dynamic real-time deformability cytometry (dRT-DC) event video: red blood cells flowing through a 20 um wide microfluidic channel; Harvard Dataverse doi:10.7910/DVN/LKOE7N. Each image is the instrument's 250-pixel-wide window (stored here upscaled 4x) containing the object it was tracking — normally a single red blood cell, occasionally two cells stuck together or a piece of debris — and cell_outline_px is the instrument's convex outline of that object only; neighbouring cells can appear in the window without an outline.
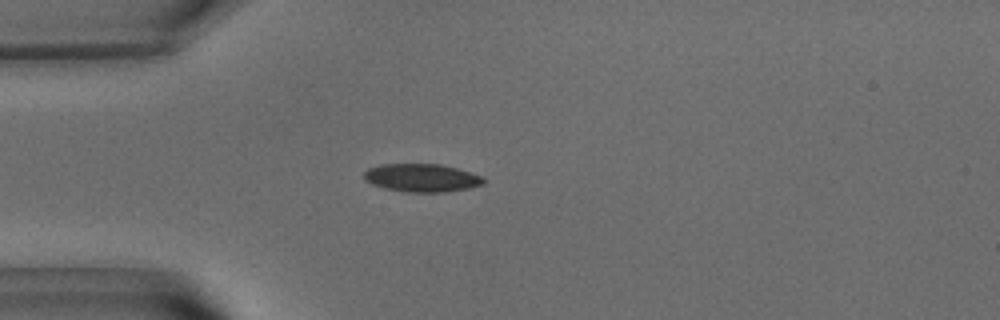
{"species": "common noctule bat (a hibernating species)", "species_latin": "Nyctalus noctula", "temperature_condition": "warm", "stored_images_in_passage": 39, "camera_frame_rate_fps": 3000, "um_per_image_px": 0.085, "animal": {"sex": "male", "body_mass_g": 15.6}, "frame": {"image": 1, "passage_image": 1, "time_ms": 0.0, "image_size_px": [1000, 320], "cell_outline_px": [[484, 180], [480, 184], [464, 188], [436, 192], [420, 192], [388, 188], [376, 184], [368, 180], [364, 176], [364, 172], [372, 168], [384, 164], [436, 164], [468, 172], [480, 176]], "centroid_in_image_um": [35.83, 15.09], "position_along_channel_um": 49.2, "area_um2": 18.21}}
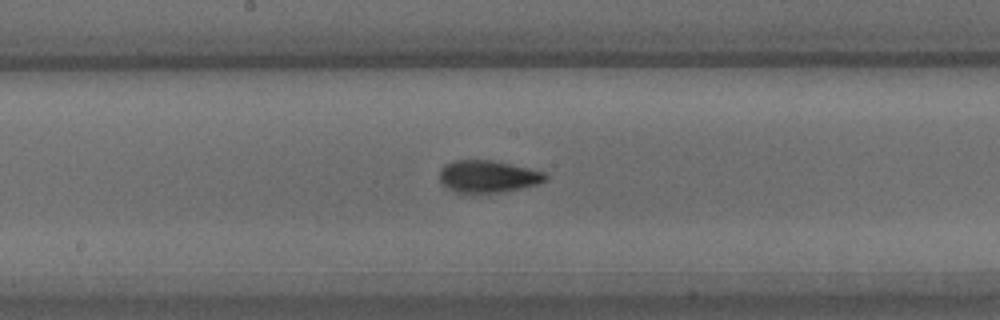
{"frame": {"image": 2, "passage_image": 14, "time_ms": 4.333, "image_size_px": [1000, 320], "cell_outline_px": [[544, 180], [532, 184], [512, 188], [452, 188], [440, 176], [440, 172], [448, 164], [460, 160], [484, 160], [524, 168], [540, 172], [544, 176]], "centroid_in_image_um": [41.47, 14.89], "position_along_channel_um": 206.7, "area_um2": 16.36}}
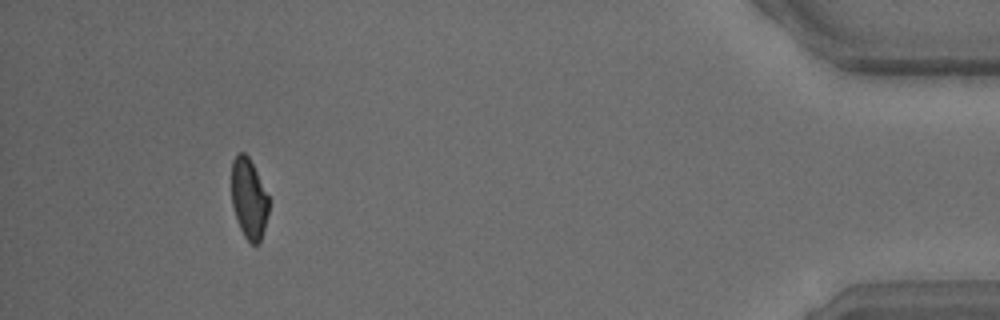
{"frame": {"image": 3, "passage_image": 35, "time_ms": 11.333, "image_size_px": [1000, 320], "cell_outline_px": [[268, 212], [264, 228], [260, 240], [256, 244], [252, 244], [244, 236], [240, 228], [232, 204], [232, 160], [240, 152], [244, 152], [248, 156], [268, 196]], "centroid_in_image_um": [21.14, 16.88], "position_along_channel_um": 414.1, "area_um2": 16.94}, "authors_computed_cell_mechanics": {"area_um2": 16.9932, "velocity_mm_per_s": 3.8795, "shape_relaxation_time_tau1_ms": 9.739, "shape_relaxation_time_tau2_ms": 2.6028, "deformation_change_tau1": 0.2412, "deformation_change_tau2": 0.0831}}